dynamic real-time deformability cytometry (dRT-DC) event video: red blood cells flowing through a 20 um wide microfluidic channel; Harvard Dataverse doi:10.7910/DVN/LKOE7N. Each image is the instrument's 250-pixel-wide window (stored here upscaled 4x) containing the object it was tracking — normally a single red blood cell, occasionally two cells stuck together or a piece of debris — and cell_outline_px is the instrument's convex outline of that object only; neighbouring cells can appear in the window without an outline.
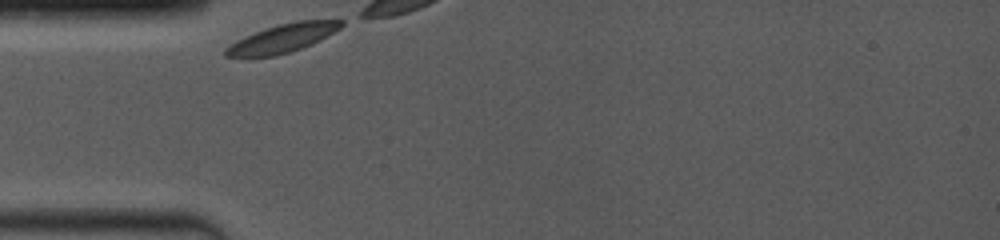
{"species": "common noctule bat (a hibernating species)", "species_latin": "Nyctalus noctula", "temperature_condition": "room temperature", "stored_images_in_passage": 5, "camera_frame_rate_fps": 4000, "um_per_image_px": 0.085, "animal": {"sex": "female", "body_mass_g": 19.0, "forearm_length_mm": 53.3}, "frame": {"image": 1, "passage_image": 1, "time_ms": 0.0, "image_size_px": [1000, 240], "cell_outline_px": [[344, 24], [340, 28], [320, 40], [300, 48], [276, 56], [224, 56], [224, 48], [236, 40], [244, 36], [264, 28], [296, 20], [344, 20]], "centroid_in_image_um": [24.0, 3.24], "position_along_channel_um": 61.0, "area_um2": 18.96}}